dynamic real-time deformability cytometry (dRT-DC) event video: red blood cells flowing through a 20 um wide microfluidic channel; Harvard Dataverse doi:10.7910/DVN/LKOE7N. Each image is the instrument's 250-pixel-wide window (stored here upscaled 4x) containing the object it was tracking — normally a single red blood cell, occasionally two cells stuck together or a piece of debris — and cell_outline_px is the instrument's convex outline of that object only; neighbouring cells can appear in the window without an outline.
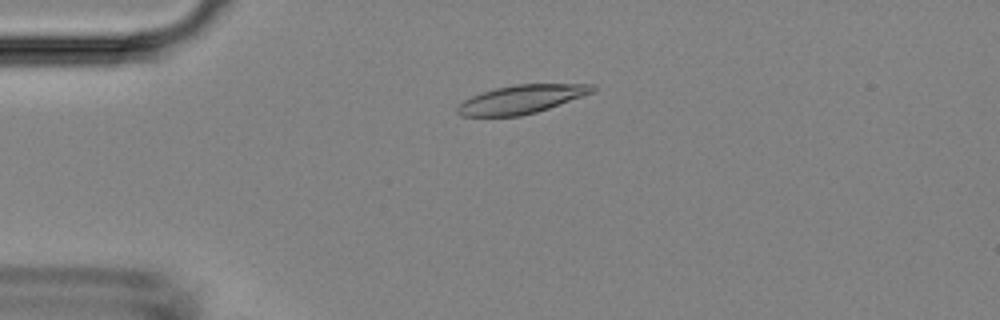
{"species": "Egyptian fruit bat (a non-hibernating species)", "species_latin": "Rousettus aegyptiacus", "temperature_condition": "room temperature", "stored_images_in_passage": 9, "camera_frame_rate_fps": 3000, "um_per_image_px": 0.085, "animal": {"sex": "female"}, "frame": {"image": 1, "passage_image": 4, "time_ms": 3.333, "image_size_px": [1000, 320], "cell_outline_px": [[596, 92], [536, 112], [520, 116], [460, 116], [456, 112], [456, 108], [464, 100], [472, 96], [496, 88], [516, 84], [596, 84]], "centroid_in_image_um": [44.36, 8.43], "position_along_channel_um": 40.6, "area_um2": 22.37}}
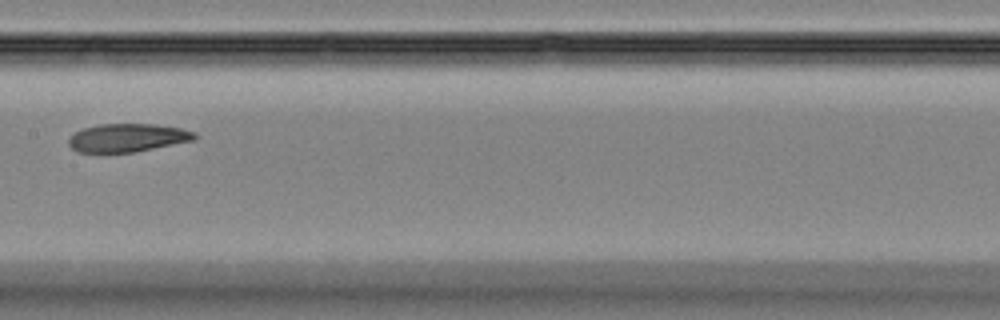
{"frame": {"image": 2, "passage_image": 8, "time_ms": 8.0, "image_size_px": [1000, 320], "cell_outline_px": [[196, 140], [136, 152], [76, 152], [68, 144], [68, 140], [76, 132], [84, 128], [100, 124], [156, 124], [180, 128], [196, 132]], "centroid_in_image_um": [10.88, 11.71], "position_along_channel_um": 196.5, "area_um2": 20.75}}
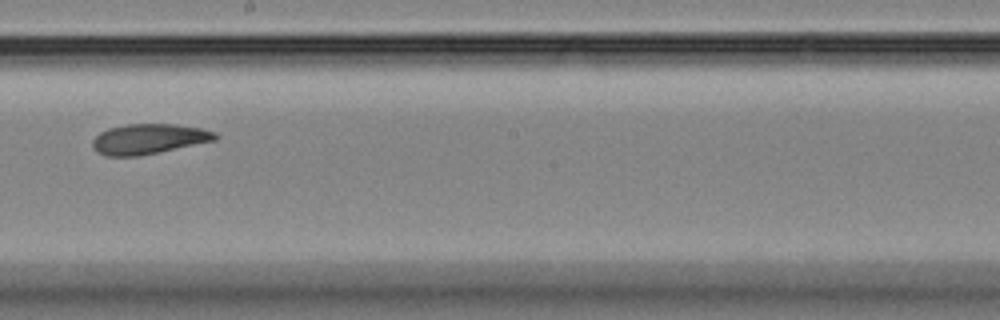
{"frame": {"image": 3, "passage_image": 9, "time_ms": 9.0, "image_size_px": [1000, 320], "cell_outline_px": [[220, 136], [216, 140], [160, 152], [140, 156], [104, 156], [96, 152], [92, 148], [92, 140], [100, 132], [108, 128], [128, 124], [176, 124], [200, 128], [216, 132]], "centroid_in_image_um": [12.63, 11.82], "position_along_channel_um": 235.6, "area_um2": 21.79}}